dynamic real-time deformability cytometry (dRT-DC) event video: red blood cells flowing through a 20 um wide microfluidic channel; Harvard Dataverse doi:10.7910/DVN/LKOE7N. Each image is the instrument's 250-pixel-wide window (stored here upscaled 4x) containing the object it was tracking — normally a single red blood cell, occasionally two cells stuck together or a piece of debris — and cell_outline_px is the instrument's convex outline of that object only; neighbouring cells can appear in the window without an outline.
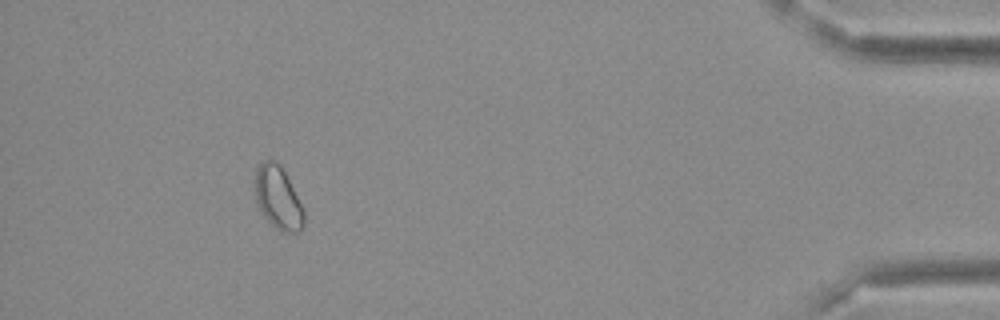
{"species": "Egyptian fruit bat (a non-hibernating species)", "species_latin": "Rousettus aegyptiacus", "temperature_condition": "cold", "stored_images_in_passage": 41, "camera_frame_rate_fps": 3000, "um_per_image_px": 0.085, "frame": {"image": 1, "passage_image": 38, "time_ms": 12.333, "image_size_px": [1000, 320], "cell_outline_px": [[304, 228], [300, 232], [284, 232], [276, 228], [260, 212], [256, 200], [256, 168], [264, 160], [276, 160], [280, 164], [304, 208]], "centroid_in_image_um": [23.66, 16.83], "position_along_channel_um": 411.5, "area_um2": 17.86}}